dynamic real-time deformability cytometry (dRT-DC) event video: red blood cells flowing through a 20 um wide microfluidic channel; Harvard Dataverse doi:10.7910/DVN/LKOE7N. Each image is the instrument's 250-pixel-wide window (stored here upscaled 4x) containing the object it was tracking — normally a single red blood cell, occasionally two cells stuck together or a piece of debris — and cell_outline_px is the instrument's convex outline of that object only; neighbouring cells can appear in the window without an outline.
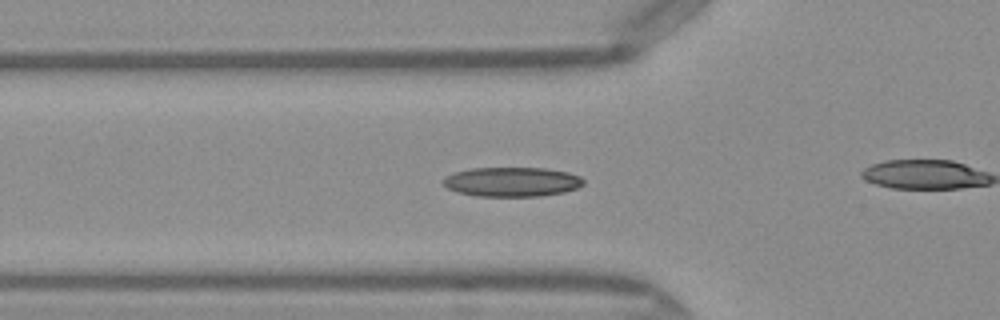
{"species": "Egyptian fruit bat (a non-hibernating species)", "species_latin": "Rousettus aegyptiacus", "temperature_condition": "warm", "stored_images_in_passage": 47, "camera_frame_rate_fps": 3000, "um_per_image_px": 0.085, "frame": {"image": 1, "passage_image": 14, "time_ms": 4.333, "image_size_px": [1000, 320], "cell_outline_px": [[584, 184], [576, 188], [564, 192], [540, 196], [476, 196], [460, 192], [448, 188], [444, 184], [444, 176], [468, 168], [544, 168], [568, 172], [580, 176], [584, 180]], "centroid_in_image_um": [43.53, 15.45], "position_along_channel_um": 82.3, "area_um2": 23.99}}
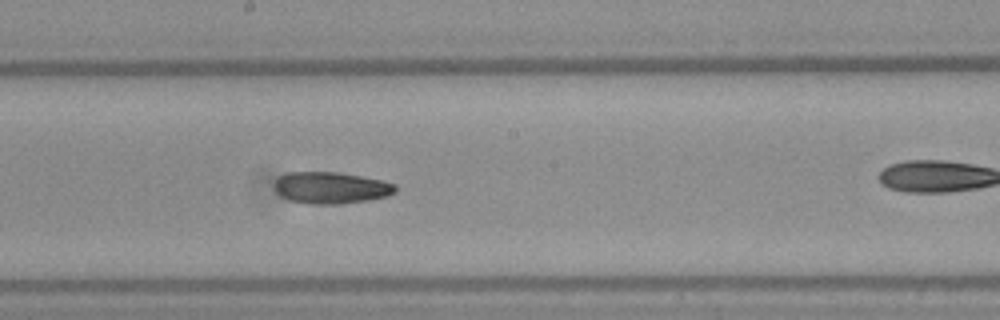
{"frame": {"image": 2, "passage_image": 24, "time_ms": 7.667, "image_size_px": [1000, 320], "cell_outline_px": [[396, 192], [388, 196], [368, 200], [336, 204], [312, 204], [292, 200], [280, 196], [276, 192], [276, 180], [284, 172], [340, 172], [384, 180], [396, 184]], "centroid_in_image_um": [28.17, 15.95], "position_along_channel_um": 220.0, "area_um2": 22.37}}
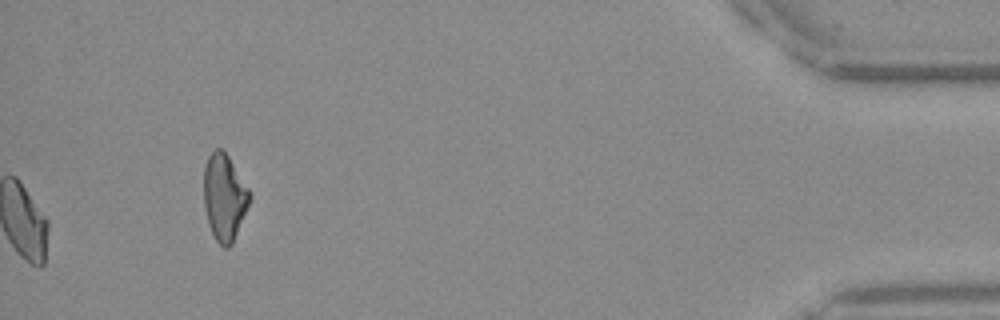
{"frame": {"image": 3, "passage_image": 47, "time_ms": 15.333, "image_size_px": [1000, 320], "cell_outline_px": [[252, 196], [232, 244], [228, 248], [224, 248], [216, 240], [208, 224], [204, 208], [204, 168], [208, 156], [216, 148], [220, 148], [228, 156], [248, 188]], "centroid_in_image_um": [19.06, 16.78], "position_along_channel_um": 416.1, "area_um2": 22.89}, "authors_computed_cell_mechanics": {"area_um2": 22.3108, "velocity_mm_per_s": 4.0971, "shape_relaxation_time_tau1_ms": null, "shape_relaxation_time_tau2_ms": 6.7481, "deformation_change_tau1": null, "deformation_change_tau2": 0.1438}}